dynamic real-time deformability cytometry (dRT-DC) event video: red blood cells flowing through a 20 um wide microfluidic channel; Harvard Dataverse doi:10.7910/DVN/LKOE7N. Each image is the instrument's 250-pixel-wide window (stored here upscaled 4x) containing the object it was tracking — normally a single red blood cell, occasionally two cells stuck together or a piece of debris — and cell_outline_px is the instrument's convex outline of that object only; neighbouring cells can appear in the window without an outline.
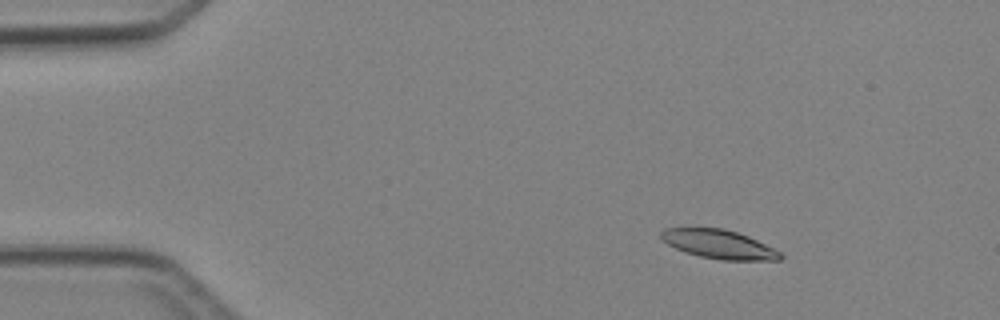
{"species": "Egyptian fruit bat (a non-hibernating species)", "species_latin": "Rousettus aegyptiacus", "temperature_condition": "cold", "stored_images_in_passage": 4, "camera_frame_rate_fps": 3000, "um_per_image_px": 0.085, "animal": {"sex": "female"}, "frame": {"image": 1, "passage_image": 2, "time_ms": 1.333, "image_size_px": [1000, 320], "cell_outline_px": [[784, 256], [780, 260], [720, 260], [700, 256], [684, 252], [668, 244], [660, 236], [660, 232], [664, 228], [724, 228], [748, 236], [780, 252]], "centroid_in_image_um": [61.09, 20.76], "position_along_channel_um": 23.9, "area_um2": 19.88}}
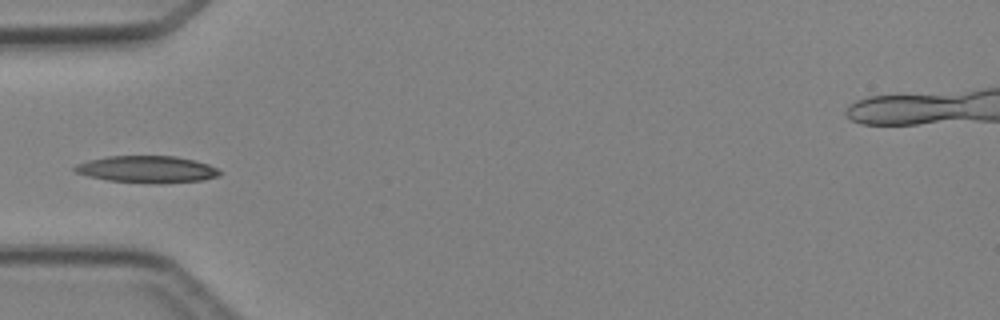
{"frame": {"image": 2, "passage_image": 4, "time_ms": 4.333, "image_size_px": [1000, 320], "cell_outline_px": [[220, 176], [204, 180], [164, 184], [152, 184], [108, 180], [88, 176], [76, 172], [72, 168], [76, 164], [88, 160], [108, 156], [176, 156], [208, 164], [216, 168], [220, 172]], "centroid_in_image_um": [12.5, 14.4], "position_along_channel_um": 72.5, "area_um2": 22.89}}